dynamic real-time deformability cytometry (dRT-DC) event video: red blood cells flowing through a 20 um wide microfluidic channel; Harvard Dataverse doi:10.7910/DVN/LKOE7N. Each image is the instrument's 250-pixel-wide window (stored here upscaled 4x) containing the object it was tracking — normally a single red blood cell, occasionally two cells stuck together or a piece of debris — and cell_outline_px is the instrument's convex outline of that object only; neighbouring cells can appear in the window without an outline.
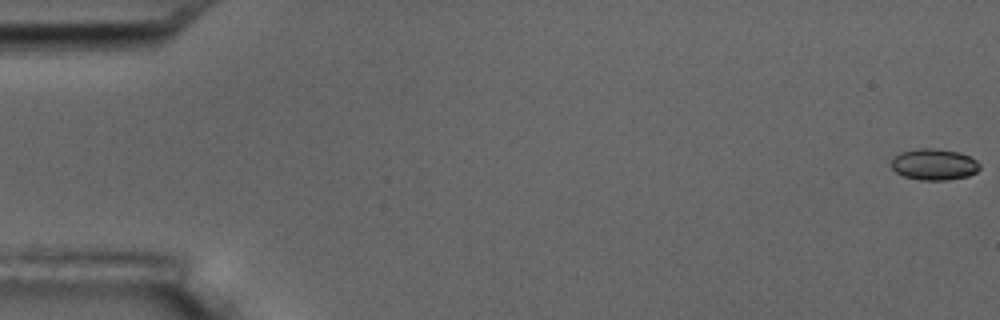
{"species": "common noctule bat (a hibernating species)", "species_latin": "Nyctalus noctula", "temperature_condition": "room temperature", "stored_images_in_passage": 8, "camera_frame_rate_fps": 3000, "um_per_image_px": 0.085, "animal": {"sex": "male", "body_mass_g": 17.5, "forearm_length_mm": 52.3}, "frame": {"image": 1, "passage_image": 1, "time_ms": 0.0, "image_size_px": [1000, 320], "cell_outline_px": [[980, 168], [976, 172], [968, 176], [948, 180], [920, 180], [904, 176], [896, 172], [892, 168], [892, 160], [900, 152], [920, 148], [936, 148], [960, 152], [976, 160], [980, 164]], "centroid_in_image_um": [79.42, 13.97], "position_along_channel_um": 5.6, "area_um2": 16.13}}